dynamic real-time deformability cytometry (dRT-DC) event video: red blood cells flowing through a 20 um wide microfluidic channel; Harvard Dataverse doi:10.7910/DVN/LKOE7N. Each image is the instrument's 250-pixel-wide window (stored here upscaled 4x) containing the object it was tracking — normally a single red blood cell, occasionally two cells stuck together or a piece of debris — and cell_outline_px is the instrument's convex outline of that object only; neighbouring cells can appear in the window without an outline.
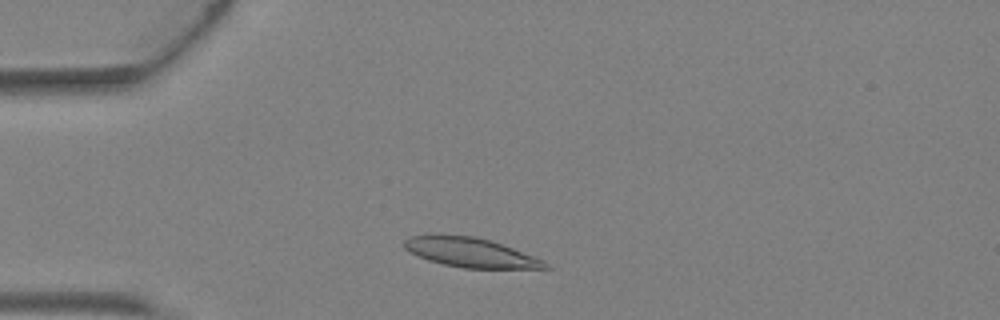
{"species": "Egyptian fruit bat (a non-hibernating species)", "species_latin": "Rousettus aegyptiacus", "temperature_condition": "warm", "stored_images_in_passage": 2, "camera_frame_rate_fps": 3000, "um_per_image_px": 0.085, "animal": {"sex": "female"}, "frame": {"image": 1, "passage_image": 1, "time_ms": 0.0, "image_size_px": [1000, 320], "cell_outline_px": [[552, 268], [464, 268], [444, 264], [428, 260], [404, 248], [404, 240], [412, 236], [472, 236], [488, 240], [512, 248], [544, 260]], "centroid_in_image_um": [40.04, 21.49], "position_along_channel_um": 45.0, "area_um2": 23.29}}